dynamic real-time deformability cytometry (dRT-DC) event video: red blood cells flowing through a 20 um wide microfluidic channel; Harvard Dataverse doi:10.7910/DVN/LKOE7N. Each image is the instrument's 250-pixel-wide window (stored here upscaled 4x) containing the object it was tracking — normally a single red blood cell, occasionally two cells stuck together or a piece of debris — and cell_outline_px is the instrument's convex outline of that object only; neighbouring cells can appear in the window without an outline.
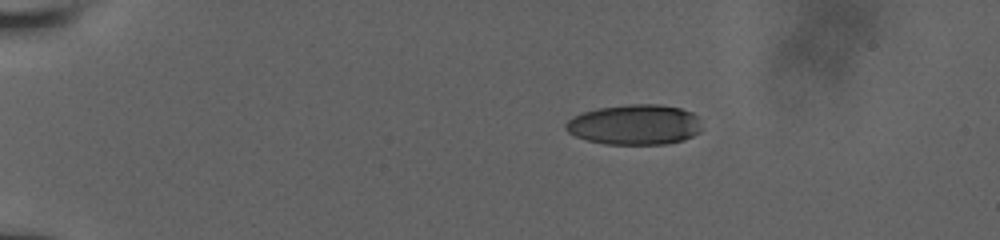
{"species": "human", "species_latin": "Homo sapiens", "temperature_condition": "room temperature", "stored_images_in_passage": 45, "camera_frame_rate_fps": 3000, "um_per_image_px": 0.085, "donor": {"sex": "male"}, "frame": {"image": 1, "passage_image": 1, "time_ms": 0.0, "image_size_px": [1000, 240], "cell_outline_px": [[700, 132], [684, 140], [668, 144], [604, 144], [588, 140], [576, 136], [568, 132], [564, 128], [564, 124], [568, 120], [584, 112], [600, 108], [632, 104], [660, 104], [680, 108], [692, 112], [700, 116]], "centroid_in_image_um": [53.99, 10.6], "position_along_channel_um": 31.0, "area_um2": 31.96}}
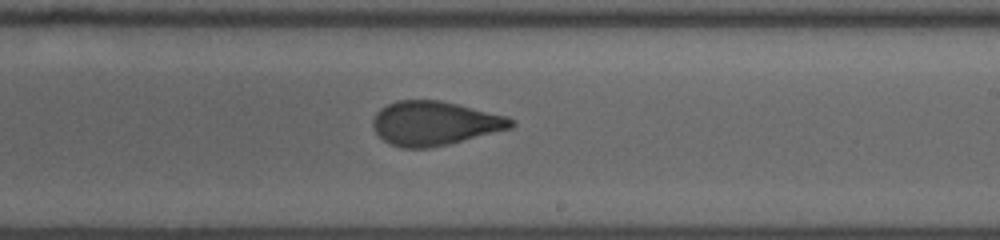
{"frame": {"image": 2, "passage_image": 25, "time_ms": 8.0, "image_size_px": [1000, 240], "cell_outline_px": [[516, 124], [512, 128], [448, 144], [428, 148], [404, 148], [392, 144], [384, 140], [376, 132], [372, 124], [372, 120], [376, 112], [380, 108], [396, 100], [440, 100], [508, 116], [516, 120]], "centroid_in_image_um": [36.96, 10.47], "position_along_channel_um": 252.0, "area_um2": 35.49}}
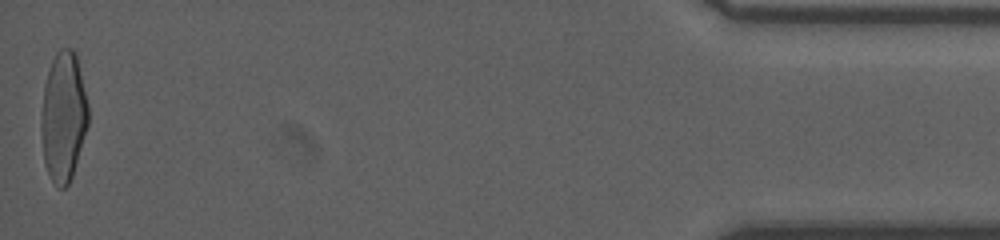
{"frame": {"image": 3, "passage_image": 45, "time_ms": 14.667, "image_size_px": [1000, 240], "cell_outline_px": [[88, 124], [72, 176], [68, 184], [64, 188], [60, 188], [52, 180], [44, 164], [40, 128], [40, 124], [44, 84], [52, 60], [56, 52], [60, 48], [72, 48], [76, 52], [88, 104]], "centroid_in_image_um": [5.38, 9.89], "position_along_channel_um": 429.8, "area_um2": 35.55}, "authors_computed_cell_mechanics": {"area_um2": 35.4892, "velocity_mm_per_s": 3.9206, "shape_relaxation_time_tau1_ms": 8.1727, "shape_relaxation_time_tau2_ms": 1.4419, "deformation_change_tau1": 0.2504, "deformation_change_tau2": 0.082}}